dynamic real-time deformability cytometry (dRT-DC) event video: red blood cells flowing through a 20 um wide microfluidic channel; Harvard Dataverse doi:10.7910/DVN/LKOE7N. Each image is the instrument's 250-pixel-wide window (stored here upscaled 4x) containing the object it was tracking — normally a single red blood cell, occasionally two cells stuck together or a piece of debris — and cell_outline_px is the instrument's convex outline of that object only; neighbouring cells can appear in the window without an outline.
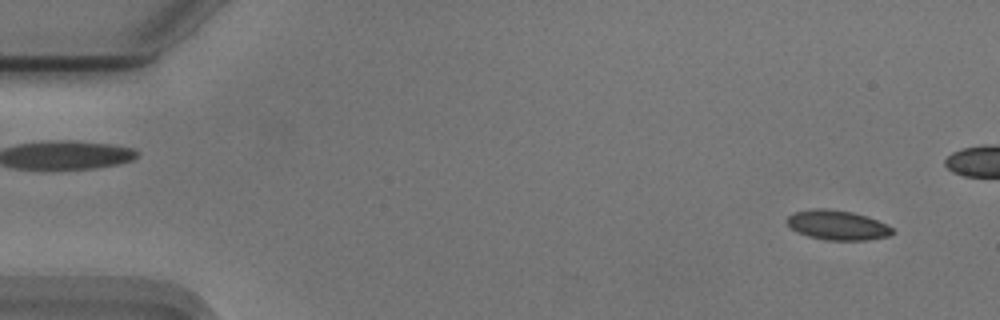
{"species": "Egyptian fruit bat (a non-hibernating species)", "species_latin": "Rousettus aegyptiacus", "temperature_condition": "cold", "stored_images_in_passage": 47, "camera_frame_rate_fps": 3000, "um_per_image_px": 0.085, "animal": {"sex": "male"}, "frame": {"image": 1, "passage_image": 3, "time_ms": 0.667, "image_size_px": [1000, 320], "cell_outline_px": [[896, 232], [892, 236], [868, 240], [824, 240], [808, 236], [796, 232], [788, 224], [788, 216], [796, 212], [812, 208], [824, 208], [852, 212], [876, 220], [892, 228]], "centroid_in_image_um": [71.2, 19.15], "position_along_channel_um": 13.8, "area_um2": 18.15}}
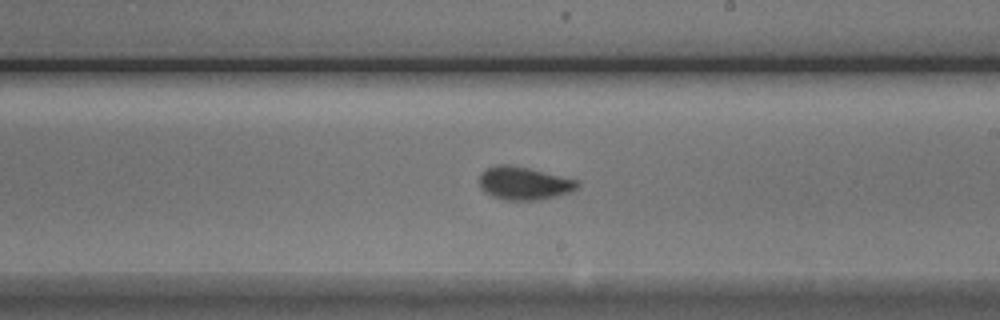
{"frame": {"image": 2, "passage_image": 31, "time_ms": 10.0, "image_size_px": [1000, 320], "cell_outline_px": [[580, 188], [556, 196], [540, 200], [504, 200], [492, 196], [484, 192], [480, 188], [480, 172], [496, 164], [508, 164], [528, 168], [580, 180]], "centroid_in_image_um": [44.55, 15.58], "position_along_channel_um": 244.5, "area_um2": 19.07}}
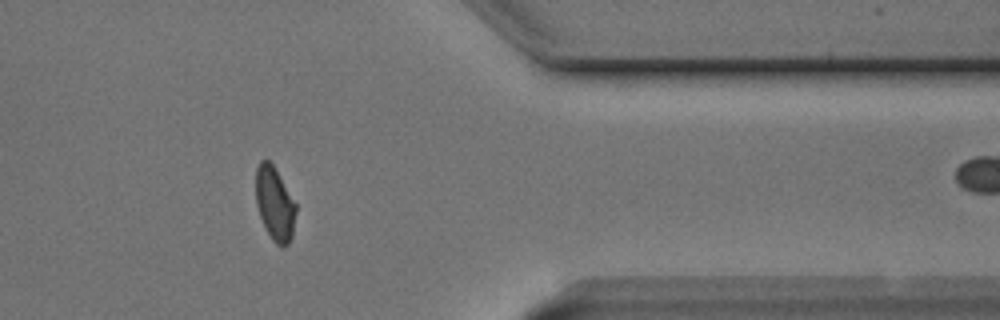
{"frame": {"image": 3, "passage_image": 44, "time_ms": 14.333, "image_size_px": [1000, 320], "cell_outline_px": [[296, 212], [292, 236], [288, 244], [284, 248], [280, 248], [272, 240], [260, 216], [256, 204], [256, 168], [260, 160], [268, 160], [272, 164], [296, 204]], "centroid_in_image_um": [23.35, 17.35], "position_along_channel_um": 388.0, "area_um2": 17.05}, "authors_computed_cell_mechanics": {"area_um2": 18.2648, "velocity_mm_per_s": 3.7293, "shape_relaxation_time_tau1_ms": 3.954, "shape_relaxation_time_tau2_ms": 0.8186, "deformation_change_tau1": 0.1105, "deformation_change_tau2": 0.0435}}